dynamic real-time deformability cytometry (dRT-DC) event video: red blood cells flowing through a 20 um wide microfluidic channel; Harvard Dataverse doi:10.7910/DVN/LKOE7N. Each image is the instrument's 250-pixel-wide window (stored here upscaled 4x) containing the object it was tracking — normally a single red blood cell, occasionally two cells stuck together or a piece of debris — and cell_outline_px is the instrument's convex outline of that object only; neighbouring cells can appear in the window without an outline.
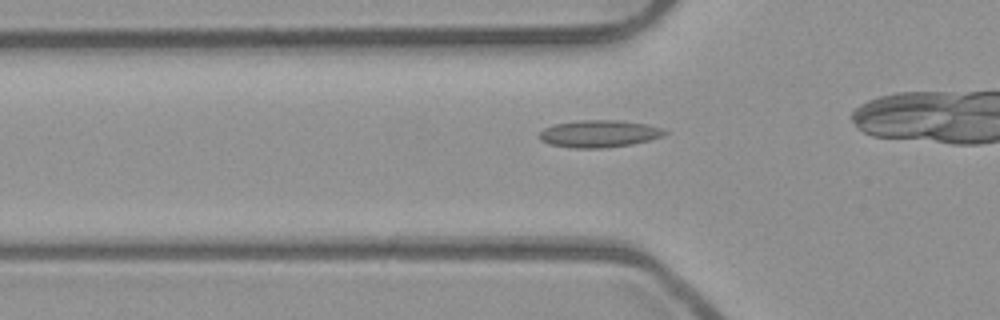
{"species": "common noctule bat (a hibernating species)", "species_latin": "Nyctalus noctula", "temperature_condition": "room temperature", "stored_images_in_passage": 30, "camera_frame_rate_fps": 3000, "um_per_image_px": 0.085, "animal": {"sex": "male", "body_mass_g": 23.1, "forearm_length_mm": 52.7}, "frame": {"image": 1, "passage_image": 7, "time_ms": 2.0, "image_size_px": [1000, 320], "cell_outline_px": [[668, 132], [664, 136], [632, 144], [604, 148], [572, 148], [548, 144], [540, 140], [540, 132], [544, 128], [552, 124], [580, 120], [620, 120], [648, 124], [664, 128]], "centroid_in_image_um": [50.94, 11.36], "position_along_channel_um": 74.9, "area_um2": 20.11}}
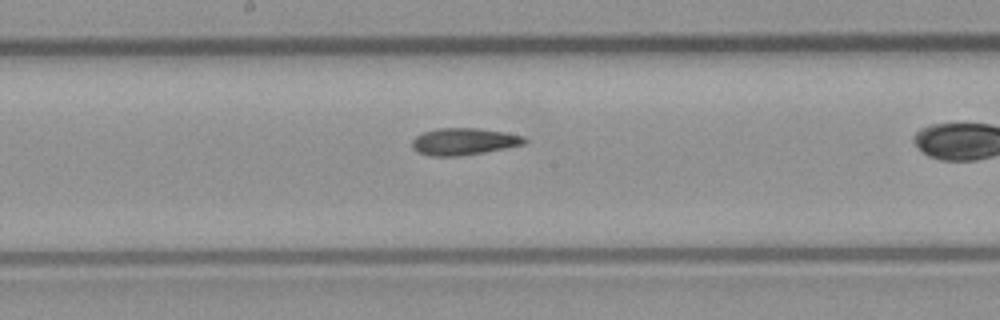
{"frame": {"image": 2, "passage_image": 17, "time_ms": 5.333, "image_size_px": [1000, 320], "cell_outline_px": [[528, 140], [524, 144], [484, 152], [460, 156], [432, 156], [420, 152], [412, 148], [412, 140], [416, 136], [424, 132], [436, 128], [476, 128], [504, 132], [524, 136]], "centroid_in_image_um": [39.42, 12.02], "position_along_channel_um": 208.8, "area_um2": 17.51}}
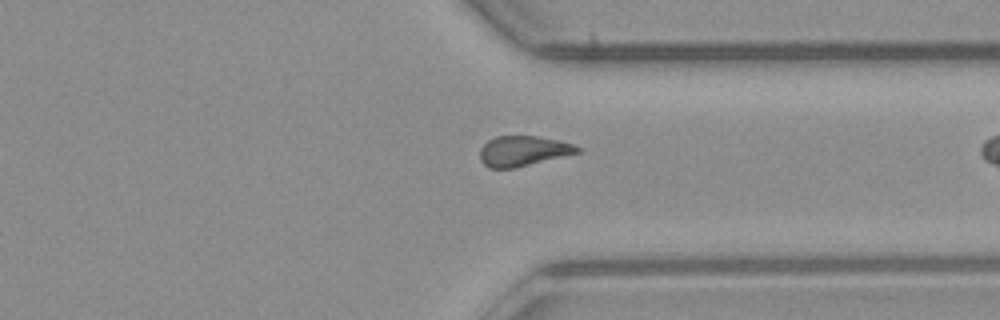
{"frame": {"image": 3, "passage_image": 29, "time_ms": 9.333, "image_size_px": [1000, 320], "cell_outline_px": [[580, 152], [512, 168], [488, 168], [480, 160], [480, 148], [488, 140], [496, 136], [536, 136], [556, 140], [572, 144], [580, 148]], "centroid_in_image_um": [44.41, 12.83], "position_along_channel_um": 367.0, "area_um2": 16.82}}